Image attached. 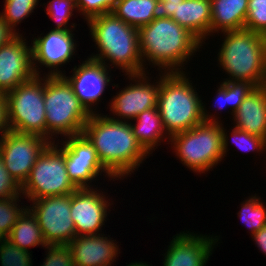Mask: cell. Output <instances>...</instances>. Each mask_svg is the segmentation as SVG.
I'll return each instance as SVG.
<instances>
[{
	"mask_svg": "<svg viewBox=\"0 0 266 266\" xmlns=\"http://www.w3.org/2000/svg\"><path fill=\"white\" fill-rule=\"evenodd\" d=\"M74 30H53L41 36L43 33L35 37L32 41V65L35 75L41 76L39 66L43 65L49 68L45 76H63L66 72H62L59 67H63L74 58L77 43L73 34ZM75 39V40H74ZM33 42V43H32Z\"/></svg>",
	"mask_w": 266,
	"mask_h": 266,
	"instance_id": "14",
	"label": "cell"
},
{
	"mask_svg": "<svg viewBox=\"0 0 266 266\" xmlns=\"http://www.w3.org/2000/svg\"><path fill=\"white\" fill-rule=\"evenodd\" d=\"M245 29L266 36V0H249Z\"/></svg>",
	"mask_w": 266,
	"mask_h": 266,
	"instance_id": "32",
	"label": "cell"
},
{
	"mask_svg": "<svg viewBox=\"0 0 266 266\" xmlns=\"http://www.w3.org/2000/svg\"><path fill=\"white\" fill-rule=\"evenodd\" d=\"M22 36L17 34L0 47V93H7L35 76L32 47Z\"/></svg>",
	"mask_w": 266,
	"mask_h": 266,
	"instance_id": "16",
	"label": "cell"
},
{
	"mask_svg": "<svg viewBox=\"0 0 266 266\" xmlns=\"http://www.w3.org/2000/svg\"><path fill=\"white\" fill-rule=\"evenodd\" d=\"M51 142L44 137L9 130L0 138V155L20 186L27 180L38 157Z\"/></svg>",
	"mask_w": 266,
	"mask_h": 266,
	"instance_id": "12",
	"label": "cell"
},
{
	"mask_svg": "<svg viewBox=\"0 0 266 266\" xmlns=\"http://www.w3.org/2000/svg\"><path fill=\"white\" fill-rule=\"evenodd\" d=\"M259 195L249 196L241 203V209L237 213L238 217L249 228L252 236L266 225V207L264 202L260 200Z\"/></svg>",
	"mask_w": 266,
	"mask_h": 266,
	"instance_id": "27",
	"label": "cell"
},
{
	"mask_svg": "<svg viewBox=\"0 0 266 266\" xmlns=\"http://www.w3.org/2000/svg\"><path fill=\"white\" fill-rule=\"evenodd\" d=\"M31 252L22 250L5 238L0 244L1 266H32Z\"/></svg>",
	"mask_w": 266,
	"mask_h": 266,
	"instance_id": "31",
	"label": "cell"
},
{
	"mask_svg": "<svg viewBox=\"0 0 266 266\" xmlns=\"http://www.w3.org/2000/svg\"><path fill=\"white\" fill-rule=\"evenodd\" d=\"M76 8L80 15L84 16V20L88 21L89 19L112 13L113 8L117 0H75Z\"/></svg>",
	"mask_w": 266,
	"mask_h": 266,
	"instance_id": "34",
	"label": "cell"
},
{
	"mask_svg": "<svg viewBox=\"0 0 266 266\" xmlns=\"http://www.w3.org/2000/svg\"><path fill=\"white\" fill-rule=\"evenodd\" d=\"M231 130V141L234 142L238 150H242L244 152L252 151L259 154L264 153L263 151L266 152V141L263 138L241 131L236 127H233Z\"/></svg>",
	"mask_w": 266,
	"mask_h": 266,
	"instance_id": "33",
	"label": "cell"
},
{
	"mask_svg": "<svg viewBox=\"0 0 266 266\" xmlns=\"http://www.w3.org/2000/svg\"><path fill=\"white\" fill-rule=\"evenodd\" d=\"M76 189L66 170L65 154L55 142L50 143L38 157L21 186L22 195L30 202L43 197L72 194Z\"/></svg>",
	"mask_w": 266,
	"mask_h": 266,
	"instance_id": "9",
	"label": "cell"
},
{
	"mask_svg": "<svg viewBox=\"0 0 266 266\" xmlns=\"http://www.w3.org/2000/svg\"><path fill=\"white\" fill-rule=\"evenodd\" d=\"M210 36L245 28L249 0H210ZM220 31V32H219Z\"/></svg>",
	"mask_w": 266,
	"mask_h": 266,
	"instance_id": "22",
	"label": "cell"
},
{
	"mask_svg": "<svg viewBox=\"0 0 266 266\" xmlns=\"http://www.w3.org/2000/svg\"><path fill=\"white\" fill-rule=\"evenodd\" d=\"M222 36L217 61L229 76L224 80L266 85V36L245 28L223 32Z\"/></svg>",
	"mask_w": 266,
	"mask_h": 266,
	"instance_id": "5",
	"label": "cell"
},
{
	"mask_svg": "<svg viewBox=\"0 0 266 266\" xmlns=\"http://www.w3.org/2000/svg\"><path fill=\"white\" fill-rule=\"evenodd\" d=\"M158 0H117L112 13L126 24L139 29L154 20Z\"/></svg>",
	"mask_w": 266,
	"mask_h": 266,
	"instance_id": "25",
	"label": "cell"
},
{
	"mask_svg": "<svg viewBox=\"0 0 266 266\" xmlns=\"http://www.w3.org/2000/svg\"><path fill=\"white\" fill-rule=\"evenodd\" d=\"M81 64V65H80ZM78 67L75 65L72 75L63 77L71 85L75 95L78 97L84 107L91 113H96L95 105L101 101L106 86L111 84V69L103 63L87 58L82 61ZM98 102V103H97ZM94 106V107H93ZM94 110V111H93ZM96 110V111H95Z\"/></svg>",
	"mask_w": 266,
	"mask_h": 266,
	"instance_id": "17",
	"label": "cell"
},
{
	"mask_svg": "<svg viewBox=\"0 0 266 266\" xmlns=\"http://www.w3.org/2000/svg\"><path fill=\"white\" fill-rule=\"evenodd\" d=\"M21 186L11 176L0 155V199L22 197Z\"/></svg>",
	"mask_w": 266,
	"mask_h": 266,
	"instance_id": "36",
	"label": "cell"
},
{
	"mask_svg": "<svg viewBox=\"0 0 266 266\" xmlns=\"http://www.w3.org/2000/svg\"><path fill=\"white\" fill-rule=\"evenodd\" d=\"M17 34L0 17V47L9 42Z\"/></svg>",
	"mask_w": 266,
	"mask_h": 266,
	"instance_id": "39",
	"label": "cell"
},
{
	"mask_svg": "<svg viewBox=\"0 0 266 266\" xmlns=\"http://www.w3.org/2000/svg\"><path fill=\"white\" fill-rule=\"evenodd\" d=\"M7 239L28 252L30 247L47 246L38 221L28 208L18 218Z\"/></svg>",
	"mask_w": 266,
	"mask_h": 266,
	"instance_id": "24",
	"label": "cell"
},
{
	"mask_svg": "<svg viewBox=\"0 0 266 266\" xmlns=\"http://www.w3.org/2000/svg\"><path fill=\"white\" fill-rule=\"evenodd\" d=\"M5 239V237L0 233V244Z\"/></svg>",
	"mask_w": 266,
	"mask_h": 266,
	"instance_id": "42",
	"label": "cell"
},
{
	"mask_svg": "<svg viewBox=\"0 0 266 266\" xmlns=\"http://www.w3.org/2000/svg\"><path fill=\"white\" fill-rule=\"evenodd\" d=\"M82 133L116 179L130 176L149 156L133 135L130 122L113 120L97 112L91 114Z\"/></svg>",
	"mask_w": 266,
	"mask_h": 266,
	"instance_id": "1",
	"label": "cell"
},
{
	"mask_svg": "<svg viewBox=\"0 0 266 266\" xmlns=\"http://www.w3.org/2000/svg\"><path fill=\"white\" fill-rule=\"evenodd\" d=\"M186 74V70L185 72H160L157 108L164 129L170 137L204 121L221 123V118L219 121V117L211 112L209 115L205 104L200 99L201 96Z\"/></svg>",
	"mask_w": 266,
	"mask_h": 266,
	"instance_id": "3",
	"label": "cell"
},
{
	"mask_svg": "<svg viewBox=\"0 0 266 266\" xmlns=\"http://www.w3.org/2000/svg\"><path fill=\"white\" fill-rule=\"evenodd\" d=\"M4 11L0 12L1 19L16 33L18 24L34 12L39 0H4Z\"/></svg>",
	"mask_w": 266,
	"mask_h": 266,
	"instance_id": "28",
	"label": "cell"
},
{
	"mask_svg": "<svg viewBox=\"0 0 266 266\" xmlns=\"http://www.w3.org/2000/svg\"><path fill=\"white\" fill-rule=\"evenodd\" d=\"M171 18L205 44L204 41L210 36L211 2L210 0H184L178 4Z\"/></svg>",
	"mask_w": 266,
	"mask_h": 266,
	"instance_id": "21",
	"label": "cell"
},
{
	"mask_svg": "<svg viewBox=\"0 0 266 266\" xmlns=\"http://www.w3.org/2000/svg\"><path fill=\"white\" fill-rule=\"evenodd\" d=\"M147 73L149 75V72L126 75L134 84L130 83L113 96L109 102V111L116 119L107 115L109 118L123 122L133 121L141 112L157 107L160 73L153 83Z\"/></svg>",
	"mask_w": 266,
	"mask_h": 266,
	"instance_id": "13",
	"label": "cell"
},
{
	"mask_svg": "<svg viewBox=\"0 0 266 266\" xmlns=\"http://www.w3.org/2000/svg\"><path fill=\"white\" fill-rule=\"evenodd\" d=\"M226 130L222 123L204 121L172 135L169 144L186 168L201 175L210 172L227 155L230 139Z\"/></svg>",
	"mask_w": 266,
	"mask_h": 266,
	"instance_id": "6",
	"label": "cell"
},
{
	"mask_svg": "<svg viewBox=\"0 0 266 266\" xmlns=\"http://www.w3.org/2000/svg\"><path fill=\"white\" fill-rule=\"evenodd\" d=\"M231 120L237 129L266 141V85L254 87Z\"/></svg>",
	"mask_w": 266,
	"mask_h": 266,
	"instance_id": "20",
	"label": "cell"
},
{
	"mask_svg": "<svg viewBox=\"0 0 266 266\" xmlns=\"http://www.w3.org/2000/svg\"><path fill=\"white\" fill-rule=\"evenodd\" d=\"M255 246L259 248L264 255H266V225L252 236Z\"/></svg>",
	"mask_w": 266,
	"mask_h": 266,
	"instance_id": "40",
	"label": "cell"
},
{
	"mask_svg": "<svg viewBox=\"0 0 266 266\" xmlns=\"http://www.w3.org/2000/svg\"><path fill=\"white\" fill-rule=\"evenodd\" d=\"M46 257L41 266H74L71 248L68 245H47Z\"/></svg>",
	"mask_w": 266,
	"mask_h": 266,
	"instance_id": "35",
	"label": "cell"
},
{
	"mask_svg": "<svg viewBox=\"0 0 266 266\" xmlns=\"http://www.w3.org/2000/svg\"><path fill=\"white\" fill-rule=\"evenodd\" d=\"M217 88L215 106L219 111L228 107L232 110L228 112L233 115L254 86L248 82L223 80Z\"/></svg>",
	"mask_w": 266,
	"mask_h": 266,
	"instance_id": "26",
	"label": "cell"
},
{
	"mask_svg": "<svg viewBox=\"0 0 266 266\" xmlns=\"http://www.w3.org/2000/svg\"><path fill=\"white\" fill-rule=\"evenodd\" d=\"M104 236L103 233L76 236L68 244L74 266H111L120 254L119 244Z\"/></svg>",
	"mask_w": 266,
	"mask_h": 266,
	"instance_id": "19",
	"label": "cell"
},
{
	"mask_svg": "<svg viewBox=\"0 0 266 266\" xmlns=\"http://www.w3.org/2000/svg\"><path fill=\"white\" fill-rule=\"evenodd\" d=\"M134 121L136 122L135 124H132L130 121L133 135L149 155L152 154V150L157 149L158 145H161L160 143L163 140H168L166 142L169 143L170 136L164 129L157 107L141 112Z\"/></svg>",
	"mask_w": 266,
	"mask_h": 266,
	"instance_id": "23",
	"label": "cell"
},
{
	"mask_svg": "<svg viewBox=\"0 0 266 266\" xmlns=\"http://www.w3.org/2000/svg\"><path fill=\"white\" fill-rule=\"evenodd\" d=\"M87 23L99 52L88 58L103 63L109 69L117 67L125 75L144 73L137 28L126 24L113 13L95 16Z\"/></svg>",
	"mask_w": 266,
	"mask_h": 266,
	"instance_id": "4",
	"label": "cell"
},
{
	"mask_svg": "<svg viewBox=\"0 0 266 266\" xmlns=\"http://www.w3.org/2000/svg\"><path fill=\"white\" fill-rule=\"evenodd\" d=\"M184 0H158L153 10L154 19L171 18L179 3Z\"/></svg>",
	"mask_w": 266,
	"mask_h": 266,
	"instance_id": "37",
	"label": "cell"
},
{
	"mask_svg": "<svg viewBox=\"0 0 266 266\" xmlns=\"http://www.w3.org/2000/svg\"><path fill=\"white\" fill-rule=\"evenodd\" d=\"M55 144L64 152L69 179L77 188H92V181L96 182L103 172L105 177L117 180L102 165L93 144L83 133L65 137L62 146L58 145L59 141Z\"/></svg>",
	"mask_w": 266,
	"mask_h": 266,
	"instance_id": "11",
	"label": "cell"
},
{
	"mask_svg": "<svg viewBox=\"0 0 266 266\" xmlns=\"http://www.w3.org/2000/svg\"><path fill=\"white\" fill-rule=\"evenodd\" d=\"M186 232L173 236L165 251L163 266H206L219 236Z\"/></svg>",
	"mask_w": 266,
	"mask_h": 266,
	"instance_id": "18",
	"label": "cell"
},
{
	"mask_svg": "<svg viewBox=\"0 0 266 266\" xmlns=\"http://www.w3.org/2000/svg\"><path fill=\"white\" fill-rule=\"evenodd\" d=\"M44 104L46 139L51 143L59 134L61 138L82 134L91 116L63 76L44 75Z\"/></svg>",
	"mask_w": 266,
	"mask_h": 266,
	"instance_id": "7",
	"label": "cell"
},
{
	"mask_svg": "<svg viewBox=\"0 0 266 266\" xmlns=\"http://www.w3.org/2000/svg\"><path fill=\"white\" fill-rule=\"evenodd\" d=\"M19 197L0 199V233L7 238L21 214L27 209L19 204ZM23 207V208H22Z\"/></svg>",
	"mask_w": 266,
	"mask_h": 266,
	"instance_id": "30",
	"label": "cell"
},
{
	"mask_svg": "<svg viewBox=\"0 0 266 266\" xmlns=\"http://www.w3.org/2000/svg\"><path fill=\"white\" fill-rule=\"evenodd\" d=\"M138 34L144 72L146 62L160 72H183L189 58L203 46L192 33L168 17L154 19L140 27Z\"/></svg>",
	"mask_w": 266,
	"mask_h": 266,
	"instance_id": "2",
	"label": "cell"
},
{
	"mask_svg": "<svg viewBox=\"0 0 266 266\" xmlns=\"http://www.w3.org/2000/svg\"><path fill=\"white\" fill-rule=\"evenodd\" d=\"M100 189L77 188L71 194V218L75 224L76 236L100 234L105 225L111 203ZM109 199V200H107ZM109 210V211H108ZM108 212V213H107Z\"/></svg>",
	"mask_w": 266,
	"mask_h": 266,
	"instance_id": "15",
	"label": "cell"
},
{
	"mask_svg": "<svg viewBox=\"0 0 266 266\" xmlns=\"http://www.w3.org/2000/svg\"><path fill=\"white\" fill-rule=\"evenodd\" d=\"M127 266H151L150 264H147V263H143V262H132L130 264H128Z\"/></svg>",
	"mask_w": 266,
	"mask_h": 266,
	"instance_id": "41",
	"label": "cell"
},
{
	"mask_svg": "<svg viewBox=\"0 0 266 266\" xmlns=\"http://www.w3.org/2000/svg\"><path fill=\"white\" fill-rule=\"evenodd\" d=\"M43 78L35 75L5 93L10 130L39 135L46 139V111Z\"/></svg>",
	"mask_w": 266,
	"mask_h": 266,
	"instance_id": "8",
	"label": "cell"
},
{
	"mask_svg": "<svg viewBox=\"0 0 266 266\" xmlns=\"http://www.w3.org/2000/svg\"><path fill=\"white\" fill-rule=\"evenodd\" d=\"M27 208L38 221L47 245H68L75 237L71 218V194L43 197L31 201Z\"/></svg>",
	"mask_w": 266,
	"mask_h": 266,
	"instance_id": "10",
	"label": "cell"
},
{
	"mask_svg": "<svg viewBox=\"0 0 266 266\" xmlns=\"http://www.w3.org/2000/svg\"><path fill=\"white\" fill-rule=\"evenodd\" d=\"M10 130L7 119V99L5 93H0V138Z\"/></svg>",
	"mask_w": 266,
	"mask_h": 266,
	"instance_id": "38",
	"label": "cell"
},
{
	"mask_svg": "<svg viewBox=\"0 0 266 266\" xmlns=\"http://www.w3.org/2000/svg\"><path fill=\"white\" fill-rule=\"evenodd\" d=\"M46 14L54 20L55 28L53 30H74L75 23H71L68 28V21L74 15L73 11L77 10L75 0H51L47 2Z\"/></svg>",
	"mask_w": 266,
	"mask_h": 266,
	"instance_id": "29",
	"label": "cell"
}]
</instances>
